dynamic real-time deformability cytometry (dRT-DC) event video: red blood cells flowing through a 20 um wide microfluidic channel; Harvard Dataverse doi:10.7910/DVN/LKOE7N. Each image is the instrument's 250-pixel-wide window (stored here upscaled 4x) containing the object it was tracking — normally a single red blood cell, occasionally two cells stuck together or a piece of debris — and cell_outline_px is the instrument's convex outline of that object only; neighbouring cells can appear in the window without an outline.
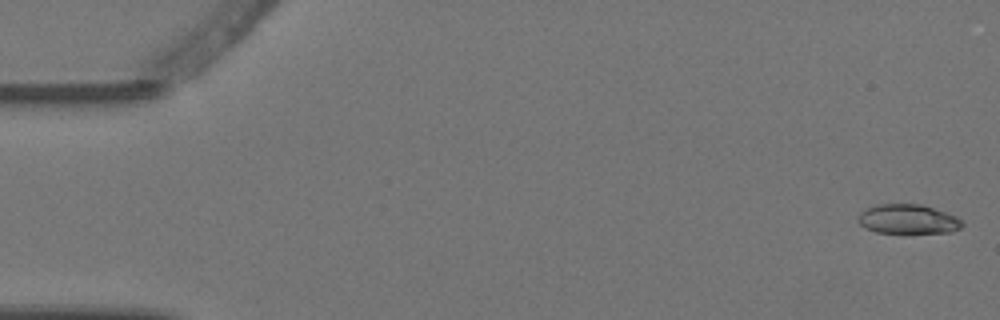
{"species": "Egyptian fruit bat (a non-hibernating species)", "species_latin": "Rousettus aegyptiacus", "temperature_condition": "warm", "stored_images_in_passage": 6, "camera_frame_rate_fps": 3000, "um_per_image_px": 0.085, "animal": {"sex": "female"}, "frame": {"image": 1, "passage_image": 1, "time_ms": 0.0, "image_size_px": [1000, 320], "cell_outline_px": [[964, 224], [960, 228], [952, 232], [904, 236], [876, 232], [860, 224], [860, 212], [876, 204], [920, 204], [956, 216]], "centroid_in_image_um": [77.21, 18.69], "position_along_channel_um": 7.8, "area_um2": 18.44}}
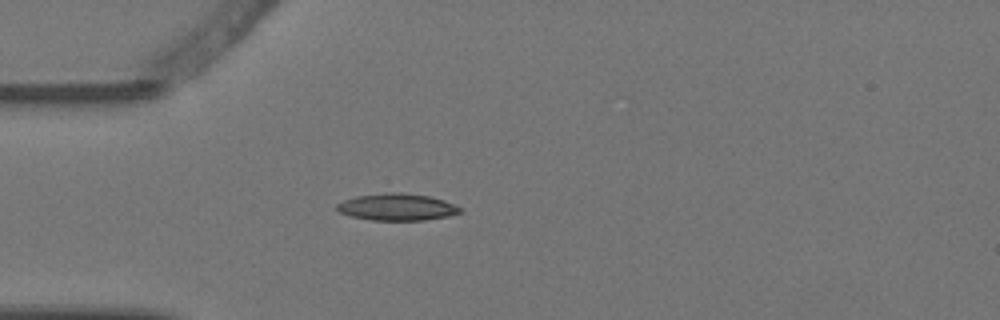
{"frame": {"image": 2, "passage_image": 5, "time_ms": 1.333, "image_size_px": [1000, 320], "cell_outline_px": [[464, 208], [460, 212], [448, 216], [424, 220], [372, 220], [352, 216], [340, 212], [336, 208], [336, 204], [344, 200], [356, 196], [388, 192], [400, 192], [428, 196], [444, 200]], "centroid_in_image_um": [33.76, 17.59], "position_along_channel_um": 51.2, "area_um2": 19.25}}